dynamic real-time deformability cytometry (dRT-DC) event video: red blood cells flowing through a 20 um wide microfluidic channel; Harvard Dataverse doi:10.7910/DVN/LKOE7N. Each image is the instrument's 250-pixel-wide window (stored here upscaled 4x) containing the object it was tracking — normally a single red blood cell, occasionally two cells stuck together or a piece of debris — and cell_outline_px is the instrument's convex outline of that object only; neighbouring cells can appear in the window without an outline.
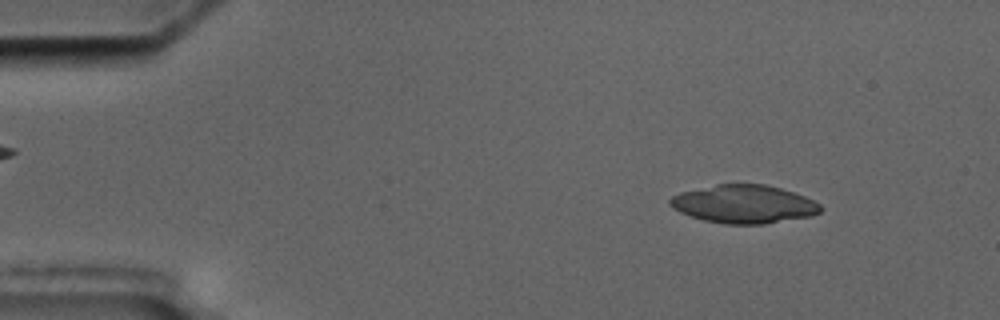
{"species": "common noctule bat (a hibernating species)", "species_latin": "Nyctalus noctula", "temperature_condition": "cold", "stored_images_in_passage": 5, "camera_frame_rate_fps": 3000, "um_per_image_px": 0.085, "animal": {"sex": "male", "body_mass_g": 17.5, "forearm_length_mm": 52.3}, "frame": {"image": 1, "passage_image": 2, "time_ms": 1.0, "image_size_px": [1000, 320], "cell_outline_px": [[824, 208], [820, 212], [812, 216], [764, 224], [724, 224], [704, 220], [680, 212], [672, 208], [668, 204], [668, 200], [672, 196], [680, 192], [716, 184], [764, 184], [780, 188], [804, 196], [820, 204]], "centroid_in_image_um": [63.22, 17.35], "position_along_channel_um": 21.8, "area_um2": 33.58}}